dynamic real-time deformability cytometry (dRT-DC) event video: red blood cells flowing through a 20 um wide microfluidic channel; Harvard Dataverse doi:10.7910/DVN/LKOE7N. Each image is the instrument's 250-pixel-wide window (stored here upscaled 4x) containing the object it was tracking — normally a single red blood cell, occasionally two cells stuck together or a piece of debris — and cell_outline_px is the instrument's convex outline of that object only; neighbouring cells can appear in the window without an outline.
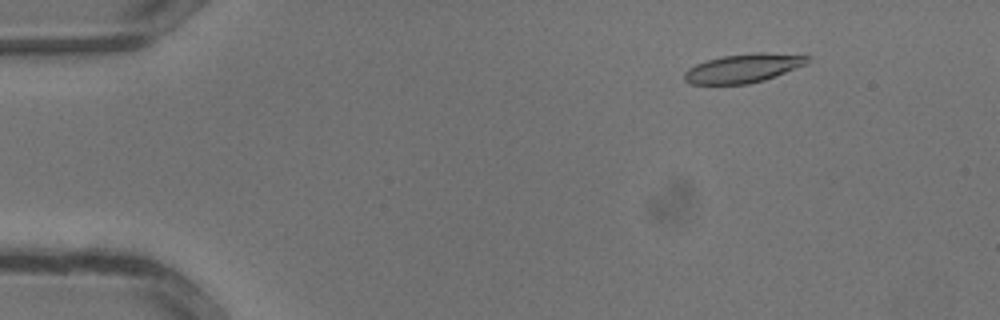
{"species": "common noctule bat (a hibernating species)", "species_latin": "Nyctalus noctula", "temperature_condition": "warm", "stored_images_in_passage": 34, "camera_frame_rate_fps": 3000, "um_per_image_px": 0.085, "animal": {"sex": "male", "body_mass_g": 13.3}, "frame": {"image": 1, "passage_image": 5, "time_ms": 1.333, "image_size_px": [1000, 320], "cell_outline_px": [[812, 56], [808, 64], [776, 76], [764, 80], [748, 84], [688, 84], [684, 80], [684, 72], [688, 68], [696, 64], [720, 56], [756, 52], [764, 52]], "centroid_in_image_um": [63.2, 5.79], "position_along_channel_um": 21.8, "area_um2": 20.92}}
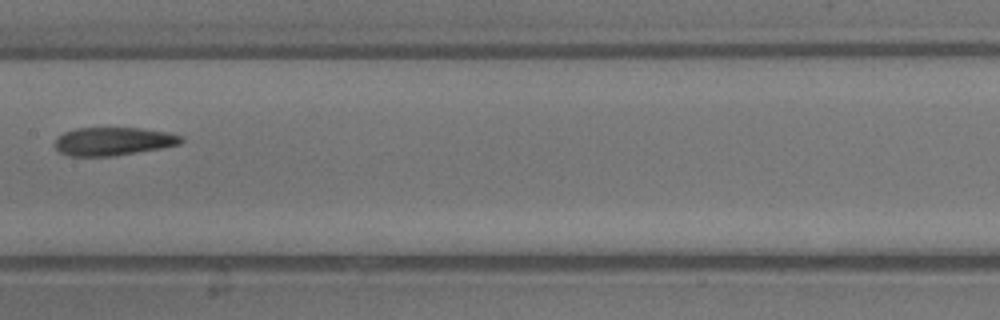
{"frame": {"image": 2, "passage_image": 18, "time_ms": 5.667, "image_size_px": [1000, 320], "cell_outline_px": [[184, 140], [180, 144], [160, 148], [112, 156], [68, 156], [60, 152], [56, 148], [56, 140], [64, 132], [76, 128], [140, 128], [168, 132], [184, 136]], "centroid_in_image_um": [9.66, 12.01], "position_along_channel_um": 197.7, "area_um2": 20.63}}
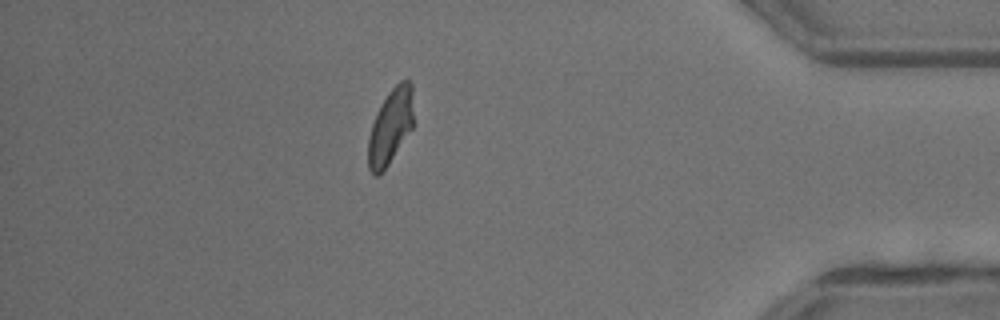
{"frame": {"image": 3, "passage_image": 30, "time_ms": 9.667, "image_size_px": [1000, 320], "cell_outline_px": [[416, 124], [388, 164], [376, 176], [368, 168], [368, 136], [376, 112], [380, 104], [388, 92], [400, 80], [408, 80], [412, 84]], "centroid_in_image_um": [33.24, 10.69], "position_along_channel_um": 402.0, "area_um2": 20.4}}